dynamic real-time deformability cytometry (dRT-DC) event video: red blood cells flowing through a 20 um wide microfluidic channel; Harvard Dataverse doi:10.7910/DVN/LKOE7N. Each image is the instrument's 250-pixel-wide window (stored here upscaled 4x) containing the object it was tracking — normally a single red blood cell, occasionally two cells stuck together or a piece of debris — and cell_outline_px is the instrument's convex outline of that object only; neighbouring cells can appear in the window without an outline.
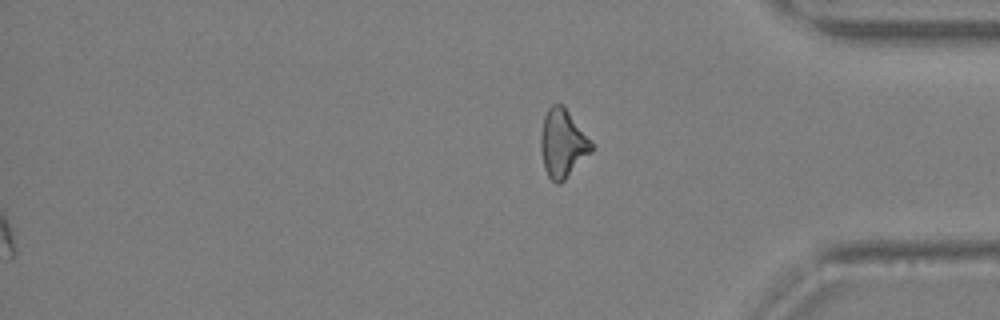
{"species": "Egyptian fruit bat (a non-hibernating species)", "species_latin": "Rousettus aegyptiacus", "temperature_condition": "warm", "stored_images_in_passage": 35, "segment_of_instrument_passage": [2, 2], "camera_frame_rate_fps": 3000, "um_per_image_px": 0.085, "animal": {"sex": "female"}, "frame": {"image": 1, "passage_image": 35, "time_ms": 11.333, "image_size_px": [1000, 320], "cell_outline_px": [[596, 148], [560, 184], [556, 184], [548, 176], [544, 168], [540, 148], [540, 136], [544, 116], [548, 108], [552, 104], [564, 104]], "centroid_in_image_um": [47.83, 12.18], "position_along_channel_um": 387.4, "area_um2": 20.35}}